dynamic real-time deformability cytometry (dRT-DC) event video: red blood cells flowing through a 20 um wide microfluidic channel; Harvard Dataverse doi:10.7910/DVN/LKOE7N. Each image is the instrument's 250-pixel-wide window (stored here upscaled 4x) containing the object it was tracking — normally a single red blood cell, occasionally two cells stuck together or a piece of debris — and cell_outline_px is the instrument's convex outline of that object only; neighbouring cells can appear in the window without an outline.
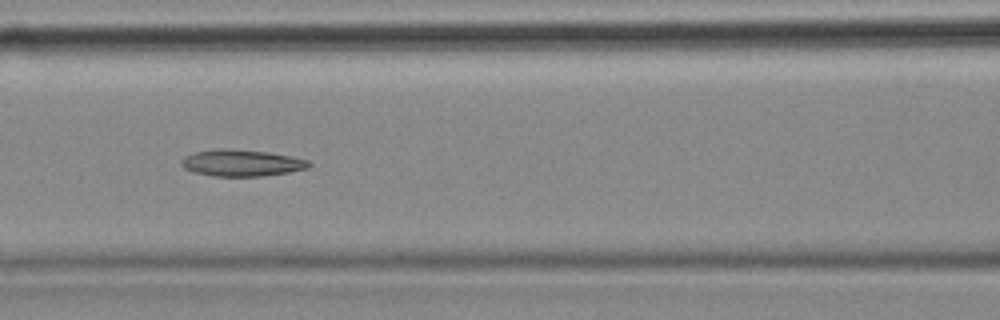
{"species": "common noctule bat (a hibernating species)", "species_latin": "Nyctalus noctula", "temperature_condition": "cold", "stored_images_in_passage": 7, "camera_frame_rate_fps": 3000, "um_per_image_px": 0.085, "animal": {"sex": "female", "body_mass_g": 18.4}, "frame": {"image": 1, "passage_image": 7, "time_ms": 2.0, "image_size_px": [1000, 320], "cell_outline_px": [[312, 164], [308, 168], [288, 172], [264, 176], [212, 176], [196, 172], [184, 168], [180, 164], [180, 160], [196, 152], [216, 148], [224, 148], [268, 152], [292, 156], [308, 160]], "centroid_in_image_um": [20.56, 13.85], "position_along_channel_um": 146.0, "area_um2": 19.71}}